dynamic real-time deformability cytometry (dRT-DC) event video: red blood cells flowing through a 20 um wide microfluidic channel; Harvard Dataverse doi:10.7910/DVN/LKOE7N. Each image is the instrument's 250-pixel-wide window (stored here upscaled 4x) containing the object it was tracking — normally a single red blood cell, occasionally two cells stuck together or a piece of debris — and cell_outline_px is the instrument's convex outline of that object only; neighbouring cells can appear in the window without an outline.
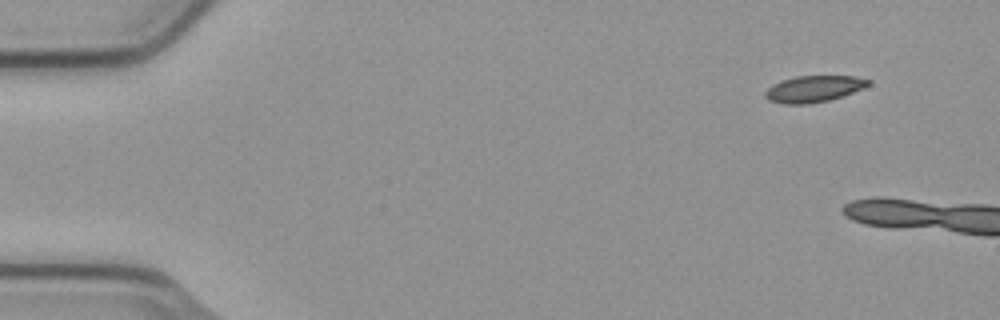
{"species": "common noctule bat (a hibernating species)", "species_latin": "Nyctalus noctula", "temperature_condition": "cold", "stored_images_in_passage": 2, "camera_frame_rate_fps": 3000, "um_per_image_px": 0.085, "animal": {"sex": "male", "body_mass_g": 23.1, "forearm_length_mm": 52.7}, "frame": {"image": 1, "passage_image": 1, "time_ms": 0.0, "image_size_px": [1000, 320], "cell_outline_px": [[872, 84], [852, 92], [828, 100], [808, 104], [784, 104], [768, 100], [764, 96], [764, 92], [772, 84], [796, 76], [856, 76], [872, 80]], "centroid_in_image_um": [69.16, 7.55], "position_along_channel_um": 15.8, "area_um2": 15.84}}